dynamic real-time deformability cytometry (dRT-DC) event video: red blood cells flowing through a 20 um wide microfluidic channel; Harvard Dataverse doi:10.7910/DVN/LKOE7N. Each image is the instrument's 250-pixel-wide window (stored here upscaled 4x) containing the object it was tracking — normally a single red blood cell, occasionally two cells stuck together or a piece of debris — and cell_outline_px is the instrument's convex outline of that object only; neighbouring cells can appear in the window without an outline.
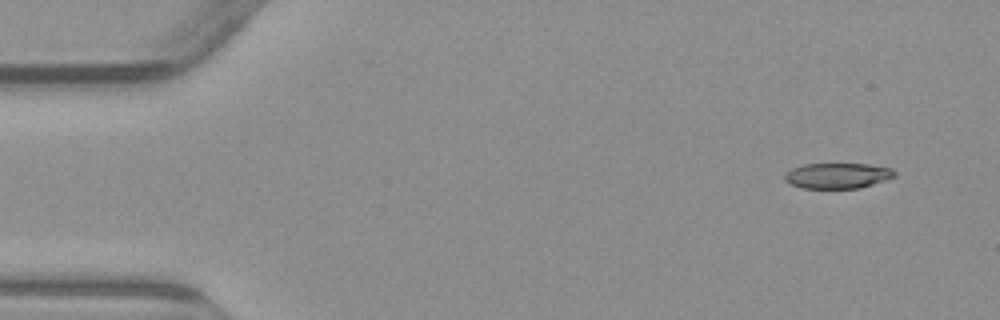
{"species": "common noctule bat (a hibernating species)", "species_latin": "Nyctalus noctula", "temperature_condition": "warm", "stored_images_in_passage": 5, "camera_frame_rate_fps": 3000, "um_per_image_px": 0.085, "animal": {"sex": "male", "body_mass_g": 23.1, "forearm_length_mm": 52.7}, "frame": {"image": 1, "passage_image": 1, "time_ms": 0.0, "image_size_px": [1000, 320], "cell_outline_px": [[896, 176], [860, 188], [800, 188], [788, 184], [784, 180], [784, 172], [792, 168], [804, 164], [868, 164], [892, 168], [896, 172]], "centroid_in_image_um": [71.14, 14.93], "position_along_channel_um": 13.9, "area_um2": 16.47}}
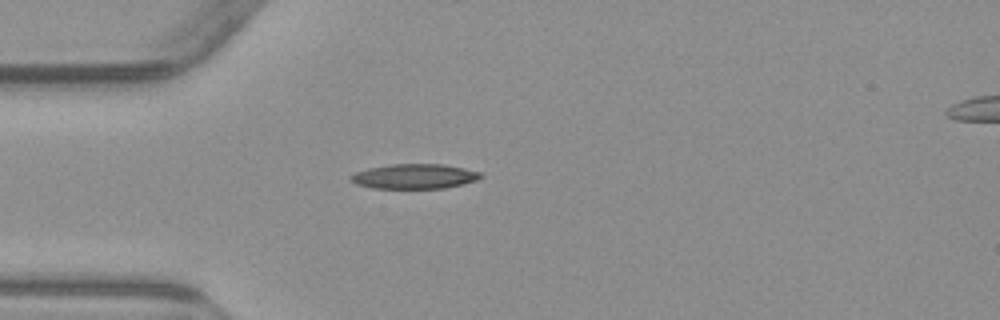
{"frame": {"image": 2, "passage_image": 4, "time_ms": 3.667, "image_size_px": [1000, 320], "cell_outline_px": [[484, 176], [476, 180], [464, 184], [444, 188], [372, 188], [356, 184], [348, 180], [348, 176], [356, 172], [368, 168], [392, 164], [444, 164], [464, 168], [480, 172]], "centroid_in_image_um": [35.21, 14.99], "position_along_channel_um": 49.8, "area_um2": 18.9}}